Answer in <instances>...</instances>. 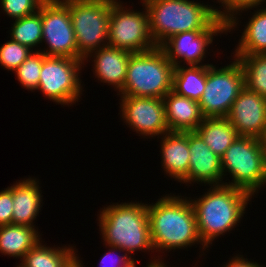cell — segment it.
<instances>
[{"label": "cell", "instance_id": "obj_1", "mask_svg": "<svg viewBox=\"0 0 266 267\" xmlns=\"http://www.w3.org/2000/svg\"><path fill=\"white\" fill-rule=\"evenodd\" d=\"M168 195V196H167ZM156 203L147 204L151 240L155 252L184 249L194 244L207 248L198 233L195 212L188 197L167 194ZM185 198V199H184ZM204 249V250H203Z\"/></svg>", "mask_w": 266, "mask_h": 267}, {"label": "cell", "instance_id": "obj_2", "mask_svg": "<svg viewBox=\"0 0 266 267\" xmlns=\"http://www.w3.org/2000/svg\"><path fill=\"white\" fill-rule=\"evenodd\" d=\"M192 203L199 237L209 248L214 239L232 231L244 217L252 196L238 188L228 185L211 186Z\"/></svg>", "mask_w": 266, "mask_h": 267}, {"label": "cell", "instance_id": "obj_3", "mask_svg": "<svg viewBox=\"0 0 266 267\" xmlns=\"http://www.w3.org/2000/svg\"><path fill=\"white\" fill-rule=\"evenodd\" d=\"M98 217L106 248L109 245L118 247L131 257L138 250L154 253L147 204L141 201L113 203L104 206Z\"/></svg>", "mask_w": 266, "mask_h": 267}, {"label": "cell", "instance_id": "obj_4", "mask_svg": "<svg viewBox=\"0 0 266 267\" xmlns=\"http://www.w3.org/2000/svg\"><path fill=\"white\" fill-rule=\"evenodd\" d=\"M149 14L150 33L160 47L175 34L205 31L216 19L215 8L194 0L142 1Z\"/></svg>", "mask_w": 266, "mask_h": 267}, {"label": "cell", "instance_id": "obj_5", "mask_svg": "<svg viewBox=\"0 0 266 267\" xmlns=\"http://www.w3.org/2000/svg\"><path fill=\"white\" fill-rule=\"evenodd\" d=\"M174 65L160 47L130 55L123 89L117 95L162 98L172 91Z\"/></svg>", "mask_w": 266, "mask_h": 267}, {"label": "cell", "instance_id": "obj_6", "mask_svg": "<svg viewBox=\"0 0 266 267\" xmlns=\"http://www.w3.org/2000/svg\"><path fill=\"white\" fill-rule=\"evenodd\" d=\"M221 166L223 179L228 173L232 177L224 184L251 196L266 185V151L259 138L238 136L221 157Z\"/></svg>", "mask_w": 266, "mask_h": 267}, {"label": "cell", "instance_id": "obj_7", "mask_svg": "<svg viewBox=\"0 0 266 267\" xmlns=\"http://www.w3.org/2000/svg\"><path fill=\"white\" fill-rule=\"evenodd\" d=\"M115 0L64 3L70 11L76 45L83 60L108 45L111 4Z\"/></svg>", "mask_w": 266, "mask_h": 267}, {"label": "cell", "instance_id": "obj_8", "mask_svg": "<svg viewBox=\"0 0 266 267\" xmlns=\"http://www.w3.org/2000/svg\"><path fill=\"white\" fill-rule=\"evenodd\" d=\"M224 67L207 65L206 87L199 100L204 118H226L233 102L245 87L244 72L236 57Z\"/></svg>", "mask_w": 266, "mask_h": 267}, {"label": "cell", "instance_id": "obj_9", "mask_svg": "<svg viewBox=\"0 0 266 267\" xmlns=\"http://www.w3.org/2000/svg\"><path fill=\"white\" fill-rule=\"evenodd\" d=\"M141 4L145 11L130 10L120 0L111 4L109 46L131 53L145 52L157 47L150 33L147 8Z\"/></svg>", "mask_w": 266, "mask_h": 267}, {"label": "cell", "instance_id": "obj_10", "mask_svg": "<svg viewBox=\"0 0 266 267\" xmlns=\"http://www.w3.org/2000/svg\"><path fill=\"white\" fill-rule=\"evenodd\" d=\"M83 60L70 57L46 56L40 72L37 90L47 99L61 105L72 106L81 98L80 71Z\"/></svg>", "mask_w": 266, "mask_h": 267}, {"label": "cell", "instance_id": "obj_11", "mask_svg": "<svg viewBox=\"0 0 266 267\" xmlns=\"http://www.w3.org/2000/svg\"><path fill=\"white\" fill-rule=\"evenodd\" d=\"M42 42L45 50H39L46 56L70 57L80 59L69 8L53 0H46L41 5Z\"/></svg>", "mask_w": 266, "mask_h": 267}, {"label": "cell", "instance_id": "obj_12", "mask_svg": "<svg viewBox=\"0 0 266 267\" xmlns=\"http://www.w3.org/2000/svg\"><path fill=\"white\" fill-rule=\"evenodd\" d=\"M227 34V25L216 19L205 31H188L173 35L167 39L160 48L174 66H181L184 61L187 66L211 65L202 64L213 42L214 36ZM181 59H183L181 61ZM180 60V61H179ZM201 63V64H200Z\"/></svg>", "mask_w": 266, "mask_h": 267}, {"label": "cell", "instance_id": "obj_13", "mask_svg": "<svg viewBox=\"0 0 266 267\" xmlns=\"http://www.w3.org/2000/svg\"><path fill=\"white\" fill-rule=\"evenodd\" d=\"M122 120L144 138L162 136L169 132L162 98L120 95ZM146 136V137H145Z\"/></svg>", "mask_w": 266, "mask_h": 267}, {"label": "cell", "instance_id": "obj_14", "mask_svg": "<svg viewBox=\"0 0 266 267\" xmlns=\"http://www.w3.org/2000/svg\"><path fill=\"white\" fill-rule=\"evenodd\" d=\"M226 119L239 136L260 139L266 128V97L244 87L233 102Z\"/></svg>", "mask_w": 266, "mask_h": 267}, {"label": "cell", "instance_id": "obj_15", "mask_svg": "<svg viewBox=\"0 0 266 267\" xmlns=\"http://www.w3.org/2000/svg\"><path fill=\"white\" fill-rule=\"evenodd\" d=\"M188 141L190 151L188 175L181 183L223 185L221 158L208 147L196 131L188 132Z\"/></svg>", "mask_w": 266, "mask_h": 267}, {"label": "cell", "instance_id": "obj_16", "mask_svg": "<svg viewBox=\"0 0 266 267\" xmlns=\"http://www.w3.org/2000/svg\"><path fill=\"white\" fill-rule=\"evenodd\" d=\"M132 53L123 49H118L109 45L101 47L90 53L84 63L88 62V58H94L93 74L98 81L112 85L119 93L124 86L126 79L127 65ZM87 60V61H86ZM86 61V62H85Z\"/></svg>", "mask_w": 266, "mask_h": 267}, {"label": "cell", "instance_id": "obj_17", "mask_svg": "<svg viewBox=\"0 0 266 267\" xmlns=\"http://www.w3.org/2000/svg\"><path fill=\"white\" fill-rule=\"evenodd\" d=\"M160 142L161 164L164 172L174 180L182 182L188 175L189 141L188 132H172L163 134Z\"/></svg>", "mask_w": 266, "mask_h": 267}, {"label": "cell", "instance_id": "obj_18", "mask_svg": "<svg viewBox=\"0 0 266 267\" xmlns=\"http://www.w3.org/2000/svg\"><path fill=\"white\" fill-rule=\"evenodd\" d=\"M36 178L18 180L13 184V215L12 224L35 227L39 210L42 207L43 196Z\"/></svg>", "mask_w": 266, "mask_h": 267}, {"label": "cell", "instance_id": "obj_19", "mask_svg": "<svg viewBox=\"0 0 266 267\" xmlns=\"http://www.w3.org/2000/svg\"><path fill=\"white\" fill-rule=\"evenodd\" d=\"M166 122L169 131H196L204 120L198 101L170 91L163 97Z\"/></svg>", "mask_w": 266, "mask_h": 267}, {"label": "cell", "instance_id": "obj_20", "mask_svg": "<svg viewBox=\"0 0 266 267\" xmlns=\"http://www.w3.org/2000/svg\"><path fill=\"white\" fill-rule=\"evenodd\" d=\"M42 239L38 228L9 224L0 226V253L22 258Z\"/></svg>", "mask_w": 266, "mask_h": 267}, {"label": "cell", "instance_id": "obj_21", "mask_svg": "<svg viewBox=\"0 0 266 267\" xmlns=\"http://www.w3.org/2000/svg\"><path fill=\"white\" fill-rule=\"evenodd\" d=\"M74 246L53 247L39 240L22 258L19 267H67L76 257Z\"/></svg>", "mask_w": 266, "mask_h": 267}, {"label": "cell", "instance_id": "obj_22", "mask_svg": "<svg viewBox=\"0 0 266 267\" xmlns=\"http://www.w3.org/2000/svg\"><path fill=\"white\" fill-rule=\"evenodd\" d=\"M196 132L220 158L239 136L234 126L226 118H204Z\"/></svg>", "mask_w": 266, "mask_h": 267}, {"label": "cell", "instance_id": "obj_23", "mask_svg": "<svg viewBox=\"0 0 266 267\" xmlns=\"http://www.w3.org/2000/svg\"><path fill=\"white\" fill-rule=\"evenodd\" d=\"M256 10L244 26L241 39L232 54H266V8L262 6Z\"/></svg>", "mask_w": 266, "mask_h": 267}, {"label": "cell", "instance_id": "obj_24", "mask_svg": "<svg viewBox=\"0 0 266 267\" xmlns=\"http://www.w3.org/2000/svg\"><path fill=\"white\" fill-rule=\"evenodd\" d=\"M207 65L174 66L172 91L198 101L206 87Z\"/></svg>", "mask_w": 266, "mask_h": 267}, {"label": "cell", "instance_id": "obj_25", "mask_svg": "<svg viewBox=\"0 0 266 267\" xmlns=\"http://www.w3.org/2000/svg\"><path fill=\"white\" fill-rule=\"evenodd\" d=\"M244 72L245 87L266 97V54L233 55Z\"/></svg>", "mask_w": 266, "mask_h": 267}, {"label": "cell", "instance_id": "obj_26", "mask_svg": "<svg viewBox=\"0 0 266 267\" xmlns=\"http://www.w3.org/2000/svg\"><path fill=\"white\" fill-rule=\"evenodd\" d=\"M11 25L10 39L28 47L32 51L39 50L34 48L42 43L41 7L36 13L16 19Z\"/></svg>", "mask_w": 266, "mask_h": 267}, {"label": "cell", "instance_id": "obj_27", "mask_svg": "<svg viewBox=\"0 0 266 267\" xmlns=\"http://www.w3.org/2000/svg\"><path fill=\"white\" fill-rule=\"evenodd\" d=\"M46 57L41 51H33L27 59L14 70L17 80L24 88L33 92L37 90L43 59Z\"/></svg>", "mask_w": 266, "mask_h": 267}, {"label": "cell", "instance_id": "obj_28", "mask_svg": "<svg viewBox=\"0 0 266 267\" xmlns=\"http://www.w3.org/2000/svg\"><path fill=\"white\" fill-rule=\"evenodd\" d=\"M266 3L265 0H222L220 3L222 4L219 7L223 6V11L215 8L216 16L218 19L223 21L227 25V32L235 30L237 25L239 24L237 17L243 13L242 11H248L252 8L262 7V4ZM260 5V6H259ZM237 15V16H236Z\"/></svg>", "mask_w": 266, "mask_h": 267}, {"label": "cell", "instance_id": "obj_29", "mask_svg": "<svg viewBox=\"0 0 266 267\" xmlns=\"http://www.w3.org/2000/svg\"><path fill=\"white\" fill-rule=\"evenodd\" d=\"M32 52L28 47L10 39L0 47V65L13 72Z\"/></svg>", "mask_w": 266, "mask_h": 267}, {"label": "cell", "instance_id": "obj_30", "mask_svg": "<svg viewBox=\"0 0 266 267\" xmlns=\"http://www.w3.org/2000/svg\"><path fill=\"white\" fill-rule=\"evenodd\" d=\"M46 0H1L3 12L16 20L39 11Z\"/></svg>", "mask_w": 266, "mask_h": 267}, {"label": "cell", "instance_id": "obj_31", "mask_svg": "<svg viewBox=\"0 0 266 267\" xmlns=\"http://www.w3.org/2000/svg\"><path fill=\"white\" fill-rule=\"evenodd\" d=\"M110 251L106 252L99 263L100 267H133L136 259L132 258L125 251L121 250L115 246H108ZM116 252V253H115ZM121 252H125L123 254H119ZM115 253V254H114ZM117 254V255H116ZM117 258V259H116ZM110 259V260H109ZM115 259V261H114ZM107 264V265H106ZM111 265V266H108Z\"/></svg>", "mask_w": 266, "mask_h": 267}, {"label": "cell", "instance_id": "obj_32", "mask_svg": "<svg viewBox=\"0 0 266 267\" xmlns=\"http://www.w3.org/2000/svg\"><path fill=\"white\" fill-rule=\"evenodd\" d=\"M13 185L0 191V226L12 224Z\"/></svg>", "mask_w": 266, "mask_h": 267}, {"label": "cell", "instance_id": "obj_33", "mask_svg": "<svg viewBox=\"0 0 266 267\" xmlns=\"http://www.w3.org/2000/svg\"><path fill=\"white\" fill-rule=\"evenodd\" d=\"M223 267H263L256 261H249L247 258H244L243 255L233 256L226 264H223Z\"/></svg>", "mask_w": 266, "mask_h": 267}, {"label": "cell", "instance_id": "obj_34", "mask_svg": "<svg viewBox=\"0 0 266 267\" xmlns=\"http://www.w3.org/2000/svg\"><path fill=\"white\" fill-rule=\"evenodd\" d=\"M160 258H162V257H159V255H158V257L154 256V259L150 260V262H148V264H146V267H167V265L164 263V261L163 260L161 261ZM136 266L137 265L135 262L133 267H136Z\"/></svg>", "mask_w": 266, "mask_h": 267}, {"label": "cell", "instance_id": "obj_35", "mask_svg": "<svg viewBox=\"0 0 266 267\" xmlns=\"http://www.w3.org/2000/svg\"><path fill=\"white\" fill-rule=\"evenodd\" d=\"M77 255L67 267H85Z\"/></svg>", "mask_w": 266, "mask_h": 267}, {"label": "cell", "instance_id": "obj_36", "mask_svg": "<svg viewBox=\"0 0 266 267\" xmlns=\"http://www.w3.org/2000/svg\"><path fill=\"white\" fill-rule=\"evenodd\" d=\"M60 3H69V2H99V1H106V0H53Z\"/></svg>", "mask_w": 266, "mask_h": 267}, {"label": "cell", "instance_id": "obj_37", "mask_svg": "<svg viewBox=\"0 0 266 267\" xmlns=\"http://www.w3.org/2000/svg\"><path fill=\"white\" fill-rule=\"evenodd\" d=\"M262 145L264 147V150L266 151V128H265V132L263 134V136L260 138Z\"/></svg>", "mask_w": 266, "mask_h": 267}, {"label": "cell", "instance_id": "obj_38", "mask_svg": "<svg viewBox=\"0 0 266 267\" xmlns=\"http://www.w3.org/2000/svg\"><path fill=\"white\" fill-rule=\"evenodd\" d=\"M140 1H157V0H140Z\"/></svg>", "mask_w": 266, "mask_h": 267}]
</instances>
